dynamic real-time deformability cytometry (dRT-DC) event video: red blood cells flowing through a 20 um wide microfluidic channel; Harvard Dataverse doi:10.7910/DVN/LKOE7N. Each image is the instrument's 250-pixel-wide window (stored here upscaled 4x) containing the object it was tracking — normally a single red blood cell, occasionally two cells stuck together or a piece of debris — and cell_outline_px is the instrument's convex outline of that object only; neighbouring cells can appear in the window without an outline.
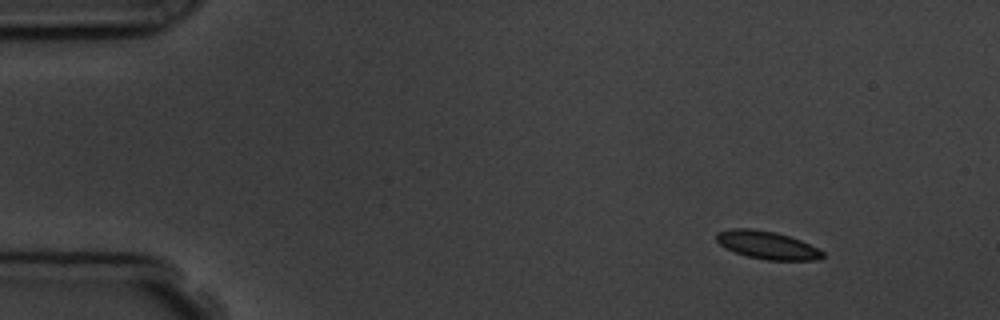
{"species": "common noctule bat (a hibernating species)", "species_latin": "Nyctalus noctula", "temperature_condition": "room temperature", "stored_images_in_passage": 3, "camera_frame_rate_fps": 3000, "um_per_image_px": 0.085, "animal": {"sex": "male", "body_mass_g": 19.5, "forearm_length_mm": 54.6}, "frame": {"image": 1, "passage_image": 1, "time_ms": 0.0, "image_size_px": [1000, 320], "cell_outline_px": [[824, 256], [820, 260], [768, 260], [748, 256], [724, 248], [716, 240], [716, 232], [732, 228], [748, 228], [776, 232], [800, 240], [824, 252]], "centroid_in_image_um": [65.19, 20.83], "position_along_channel_um": 19.8, "area_um2": 17.17}}
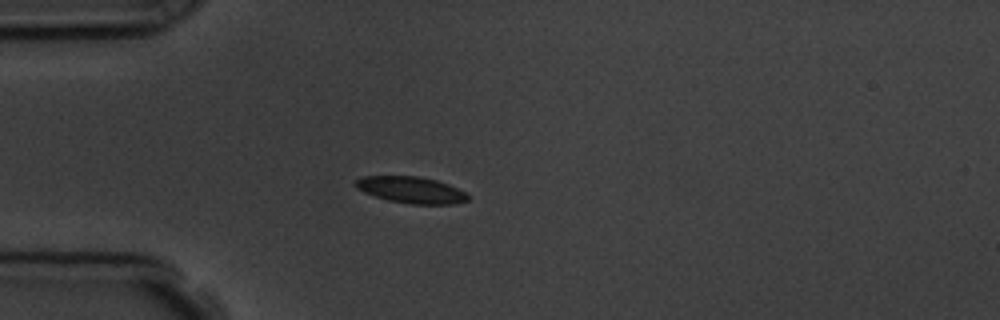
{"frame": {"image": 2, "passage_image": 3, "time_ms": 3.0, "image_size_px": [1000, 320], "cell_outline_px": [[468, 200], [456, 204], [408, 204], [388, 200], [364, 192], [356, 188], [352, 184], [356, 180], [364, 176], [416, 176], [436, 180], [448, 184], [468, 192]], "centroid_in_image_um": [34.96, 16.14], "position_along_channel_um": 50.0, "area_um2": 17.46}}